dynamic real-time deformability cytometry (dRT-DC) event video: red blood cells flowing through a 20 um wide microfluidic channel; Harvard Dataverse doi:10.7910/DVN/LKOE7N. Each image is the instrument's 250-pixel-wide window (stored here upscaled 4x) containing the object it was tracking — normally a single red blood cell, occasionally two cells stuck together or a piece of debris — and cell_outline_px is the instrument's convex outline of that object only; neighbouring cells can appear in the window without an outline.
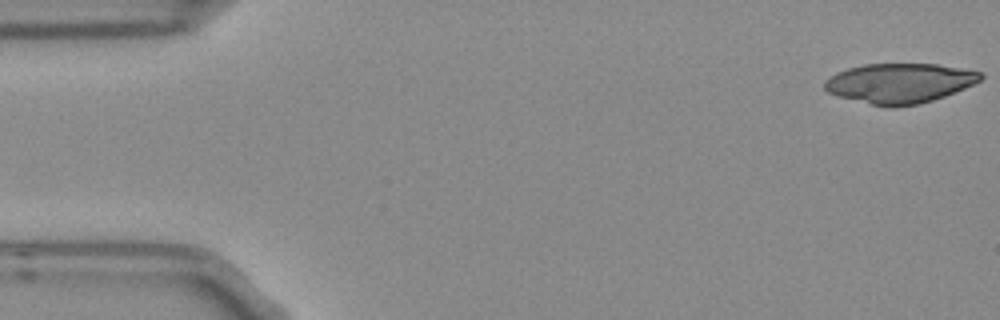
{"species": "Egyptian fruit bat (a non-hibernating species)", "species_latin": "Rousettus aegyptiacus", "temperature_condition": "room temperature", "stored_images_in_passage": 6, "camera_frame_rate_fps": 3000, "um_per_image_px": 0.085, "frame": {"image": 1, "passage_image": 1, "time_ms": 0.0, "image_size_px": [1000, 320], "cell_outline_px": [[984, 76], [980, 80], [964, 88], [944, 96], [932, 100], [916, 104], [892, 108], [888, 108], [840, 96], [828, 92], [824, 88], [824, 80], [836, 72], [848, 68], [864, 64], [936, 64], [960, 68], [980, 72]], "centroid_in_image_um": [76.44, 7.07], "position_along_channel_um": 8.6, "area_um2": 35.89}}